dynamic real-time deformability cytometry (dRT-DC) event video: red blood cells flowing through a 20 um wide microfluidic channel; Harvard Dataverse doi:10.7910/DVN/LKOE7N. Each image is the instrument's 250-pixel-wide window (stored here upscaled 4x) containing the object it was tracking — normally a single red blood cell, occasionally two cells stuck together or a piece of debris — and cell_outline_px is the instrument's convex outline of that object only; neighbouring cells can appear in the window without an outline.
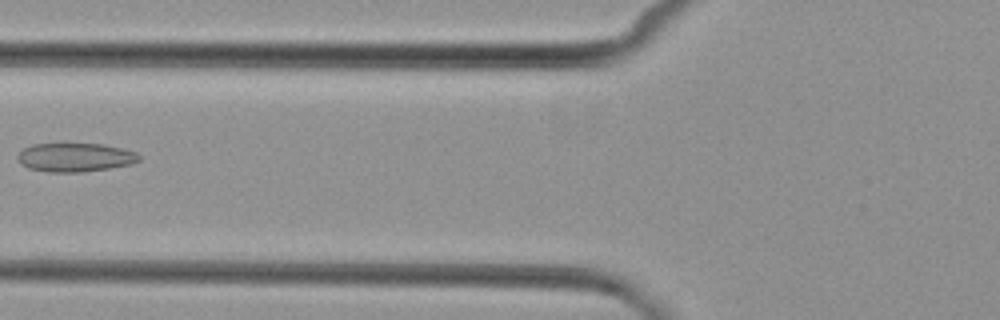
{"species": "common noctule bat (a hibernating species)", "species_latin": "Nyctalus noctula", "temperature_condition": "cold", "stored_images_in_passage": 3, "camera_frame_rate_fps": 3000, "um_per_image_px": 0.085, "animal": {"sex": "female", "body_mass_g": 29.2, "forearm_length_mm": 56.3}, "frame": {"image": 1, "passage_image": 3, "time_ms": 2.333, "image_size_px": [1000, 320], "cell_outline_px": [[140, 160], [132, 164], [84, 172], [48, 172], [28, 168], [20, 164], [16, 160], [16, 156], [24, 148], [32, 144], [104, 144], [136, 152], [140, 156]], "centroid_in_image_um": [6.36, 13.38], "position_along_channel_um": 119.4, "area_um2": 20.4}}